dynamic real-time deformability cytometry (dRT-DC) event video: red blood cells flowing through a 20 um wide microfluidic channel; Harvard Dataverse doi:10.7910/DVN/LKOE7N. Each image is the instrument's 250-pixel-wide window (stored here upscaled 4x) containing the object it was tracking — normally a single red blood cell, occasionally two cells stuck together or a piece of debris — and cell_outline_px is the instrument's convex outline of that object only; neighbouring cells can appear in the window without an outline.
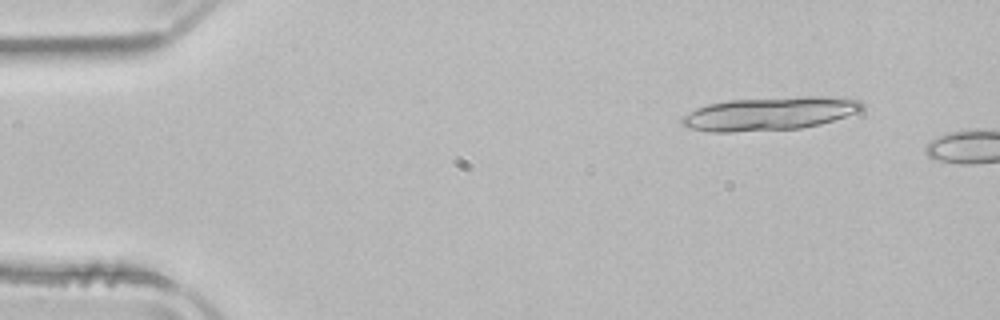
{"species": "common noctule bat (a hibernating species)", "species_latin": "Nyctalus noctula", "temperature_condition": "room temperature", "stored_images_in_passage": 8, "camera_frame_rate_fps": 3000, "um_per_image_px": 0.085, "animal": {"sex": "male", "body_mass_g": 21.5, "forearm_length_mm": 52.0}, "frame": {"image": 1, "passage_image": 5, "time_ms": 1.333, "image_size_px": [1000, 320], "cell_outline_px": [[864, 108], [860, 112], [820, 124], [800, 128], [732, 132], [712, 132], [688, 128], [680, 124], [680, 120], [684, 116], [696, 108], [708, 104], [728, 100], [804, 96], [824, 96], [860, 100], [864, 104]], "centroid_in_image_um": [65.43, 9.65], "position_along_channel_um": 19.6, "area_um2": 35.08}}